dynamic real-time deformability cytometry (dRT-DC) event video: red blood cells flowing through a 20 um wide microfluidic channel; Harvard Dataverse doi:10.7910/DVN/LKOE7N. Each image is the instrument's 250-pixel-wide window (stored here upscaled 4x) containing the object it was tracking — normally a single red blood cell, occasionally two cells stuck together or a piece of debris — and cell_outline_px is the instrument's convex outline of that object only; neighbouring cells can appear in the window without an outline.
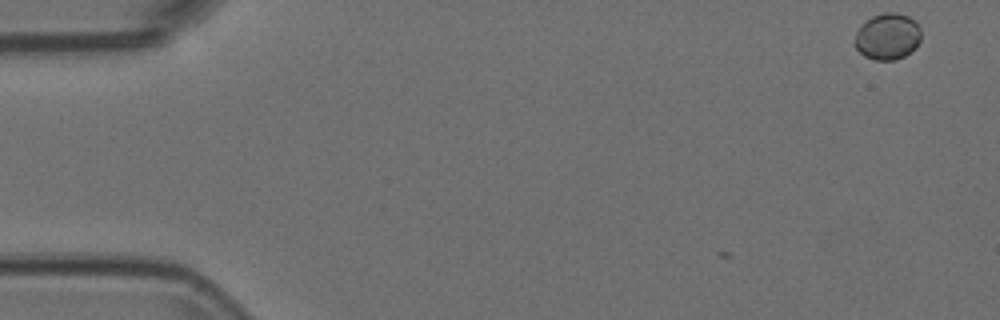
{"species": "Egyptian fruit bat (a non-hibernating species)", "species_latin": "Rousettus aegyptiacus", "temperature_condition": "room temperature", "stored_images_in_passage": 2, "camera_frame_rate_fps": 3000, "um_per_image_px": 0.085, "animal": {"sex": "female"}, "frame": {"image": 1, "passage_image": 2, "time_ms": 0.333, "image_size_px": [1000, 320], "cell_outline_px": [[920, 40], [916, 48], [904, 56], [896, 60], [876, 60], [864, 56], [856, 48], [856, 32], [860, 24], [864, 20], [872, 16], [884, 12], [896, 12], [908, 16], [920, 28]], "centroid_in_image_um": [75.43, 3.09], "position_along_channel_um": 9.6, "area_um2": 17.98}}